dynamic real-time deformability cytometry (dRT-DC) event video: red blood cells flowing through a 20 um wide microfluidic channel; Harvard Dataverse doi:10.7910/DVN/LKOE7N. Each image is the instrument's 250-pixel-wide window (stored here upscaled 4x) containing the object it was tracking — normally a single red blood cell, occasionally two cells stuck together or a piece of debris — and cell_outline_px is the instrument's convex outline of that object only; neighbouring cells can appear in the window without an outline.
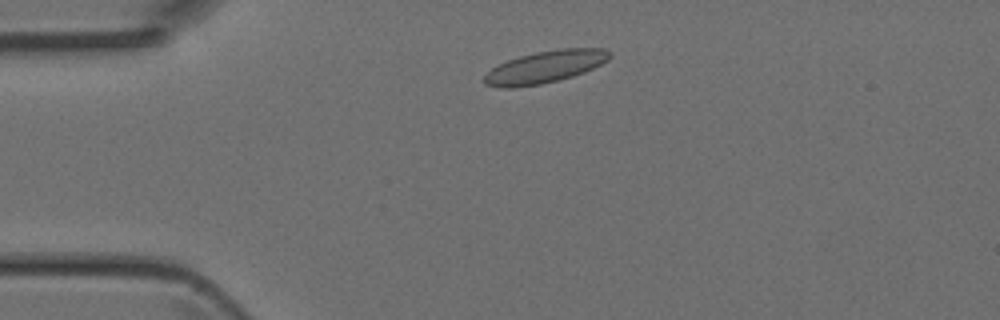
{"species": "Egyptian fruit bat (a non-hibernating species)", "species_latin": "Rousettus aegyptiacus", "temperature_condition": "room temperature", "stored_images_in_passage": 3, "camera_frame_rate_fps": 3000, "um_per_image_px": 0.085, "animal": {"sex": "female"}, "frame": {"image": 1, "passage_image": 1, "time_ms": 0.0, "image_size_px": [1000, 320], "cell_outline_px": [[612, 56], [608, 60], [584, 72], [572, 76], [540, 84], [512, 88], [504, 88], [484, 84], [484, 76], [492, 68], [508, 60], [520, 56], [536, 52], [560, 48], [604, 48], [612, 52]], "centroid_in_image_um": [46.35, 5.67], "position_along_channel_um": 38.6, "area_um2": 23.29}}
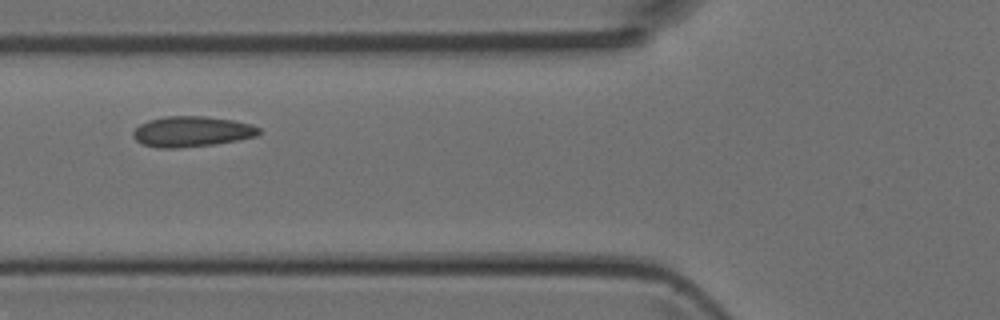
{"frame": {"image": 2, "passage_image": 3, "time_ms": 0.667, "image_size_px": [1000, 320], "cell_outline_px": [[260, 132], [256, 136], [240, 140], [216, 144], [180, 148], [160, 148], [144, 144], [136, 140], [132, 136], [132, 132], [140, 124], [148, 120], [164, 116], [204, 116], [232, 120], [252, 124], [260, 128]], "centroid_in_image_um": [16.31, 11.18], "position_along_channel_um": 109.5, "area_um2": 22.48}}